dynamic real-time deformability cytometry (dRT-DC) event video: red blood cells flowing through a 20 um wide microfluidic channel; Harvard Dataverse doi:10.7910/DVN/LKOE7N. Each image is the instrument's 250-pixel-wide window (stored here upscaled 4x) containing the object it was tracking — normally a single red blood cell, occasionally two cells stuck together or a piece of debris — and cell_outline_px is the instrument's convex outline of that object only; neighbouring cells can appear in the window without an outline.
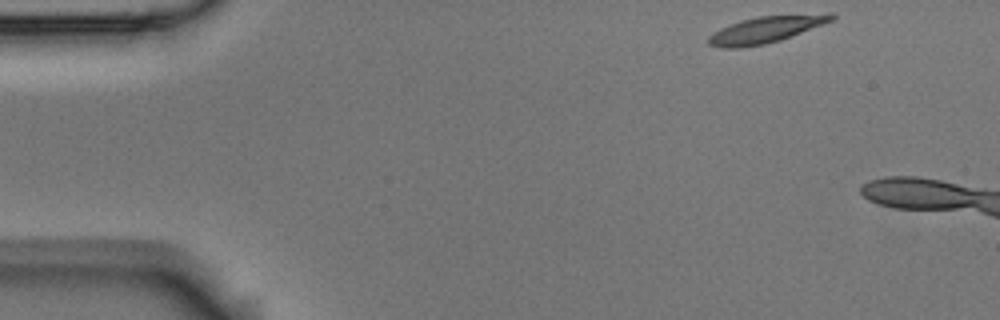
{"species": "Egyptian fruit bat (a non-hibernating species)", "species_latin": "Rousettus aegyptiacus", "temperature_condition": "room temperature", "stored_images_in_passage": 3, "camera_frame_rate_fps": 3000, "um_per_image_px": 0.085, "animal": {"sex": "male"}, "frame": {"image": 1, "passage_image": 1, "time_ms": 0.0, "image_size_px": [1000, 320], "cell_outline_px": [[836, 16], [832, 20], [780, 40], [764, 44], [740, 48], [720, 48], [708, 44], [708, 36], [720, 28], [740, 20], [756, 16], [832, 12]], "centroid_in_image_um": [65.08, 2.49], "position_along_channel_um": 19.9, "area_um2": 19.13}}